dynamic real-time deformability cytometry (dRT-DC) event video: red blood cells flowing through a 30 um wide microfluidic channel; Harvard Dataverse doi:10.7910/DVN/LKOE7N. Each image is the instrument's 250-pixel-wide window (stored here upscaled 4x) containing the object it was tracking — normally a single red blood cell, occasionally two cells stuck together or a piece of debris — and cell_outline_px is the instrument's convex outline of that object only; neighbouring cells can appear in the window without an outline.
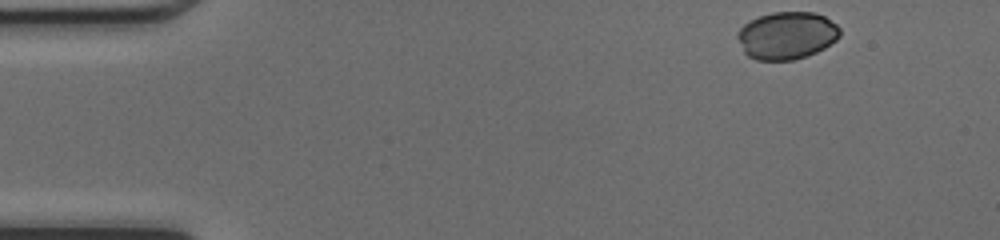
{"species": "common noctule bat (a hibernating species)", "species_latin": "Nyctalus noctula", "temperature_condition": "cold", "stored_images_in_passage": 44, "camera_frame_rate_fps": 3000, "um_per_image_px": 0.085, "animal": {"sex": "female", "body_mass_g": 17.0, "forearm_length_mm": 48.0}, "frame": {"image": 1, "passage_image": 1, "time_ms": 0.0, "image_size_px": [1000, 240], "cell_outline_px": [[840, 36], [836, 40], [824, 48], [816, 52], [792, 60], [756, 60], [748, 56], [744, 52], [736, 36], [740, 28], [744, 24], [760, 16], [772, 12], [816, 12], [824, 16], [836, 24], [840, 28]], "centroid_in_image_um": [66.88, 3.01], "position_along_channel_um": 18.1, "area_um2": 28.26}}
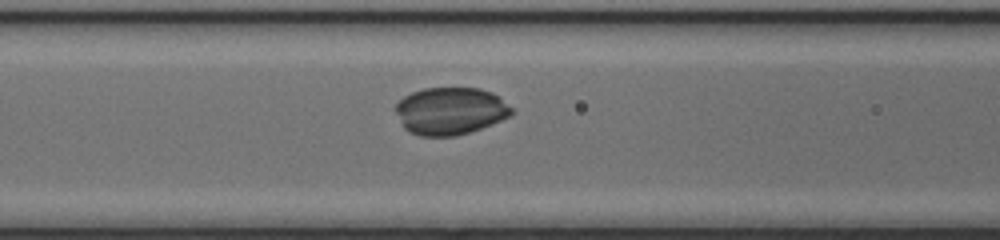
{"frame": {"image": 2, "passage_image": 16, "time_ms": 5.0, "image_size_px": [1000, 240], "cell_outline_px": [[512, 112], [508, 116], [500, 120], [480, 128], [456, 136], [420, 136], [408, 132], [404, 128], [396, 112], [396, 104], [404, 96], [412, 92], [424, 88], [480, 88], [492, 92], [512, 108]], "centroid_in_image_um": [38.24, 9.43], "position_along_channel_um": 128.4, "area_um2": 31.73}}
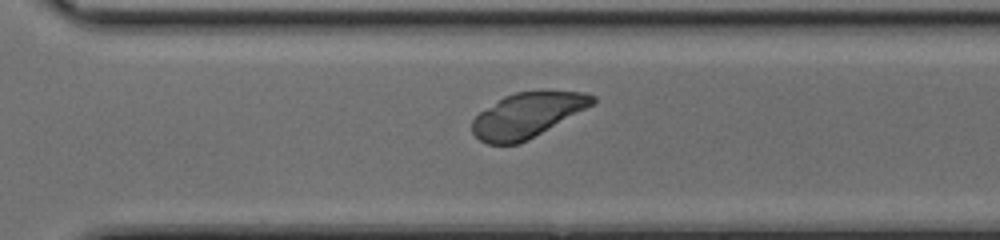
{"frame": {"image": 3, "passage_image": 30, "time_ms": 9.667, "image_size_px": [1000, 240], "cell_outline_px": [[596, 100], [592, 104], [528, 140], [520, 144], [488, 144], [480, 140], [472, 132], [472, 120], [480, 112], [504, 96], [516, 92], [540, 88], [584, 92], [596, 96]], "centroid_in_image_um": [44.82, 9.74], "position_along_channel_um": 325.8, "area_um2": 31.67}}